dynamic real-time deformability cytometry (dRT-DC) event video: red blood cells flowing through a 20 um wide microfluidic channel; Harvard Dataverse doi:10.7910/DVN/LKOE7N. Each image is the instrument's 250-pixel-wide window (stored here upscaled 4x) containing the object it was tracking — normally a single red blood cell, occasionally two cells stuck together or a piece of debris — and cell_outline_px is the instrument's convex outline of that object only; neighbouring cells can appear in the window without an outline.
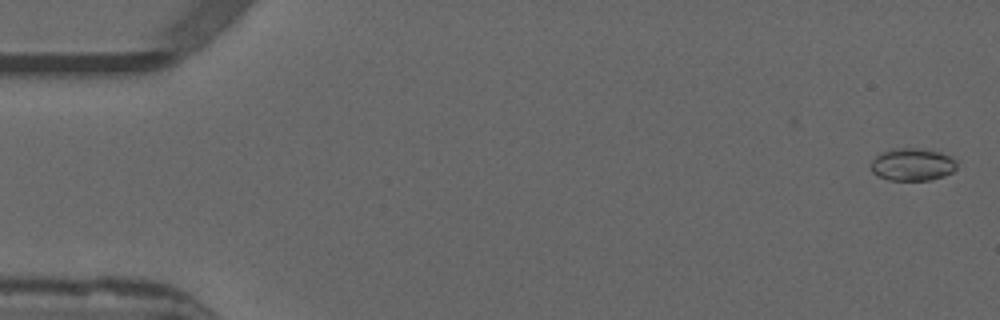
{"species": "common noctule bat (a hibernating species)", "species_latin": "Nyctalus noctula", "temperature_condition": "warm", "stored_images_in_passage": 6, "camera_frame_rate_fps": 3000, "um_per_image_px": 0.085, "animal": {"sex": "male", "forearm_length_mm": 52.5}, "frame": {"image": 1, "passage_image": 2, "time_ms": 0.333, "image_size_px": [1000, 320], "cell_outline_px": [[956, 168], [952, 172], [944, 176], [928, 180], [888, 180], [876, 176], [872, 172], [872, 160], [876, 156], [892, 148], [916, 148], [940, 152], [956, 160]], "centroid_in_image_um": [77.54, 13.99], "position_along_channel_um": 7.5, "area_um2": 16.18}}